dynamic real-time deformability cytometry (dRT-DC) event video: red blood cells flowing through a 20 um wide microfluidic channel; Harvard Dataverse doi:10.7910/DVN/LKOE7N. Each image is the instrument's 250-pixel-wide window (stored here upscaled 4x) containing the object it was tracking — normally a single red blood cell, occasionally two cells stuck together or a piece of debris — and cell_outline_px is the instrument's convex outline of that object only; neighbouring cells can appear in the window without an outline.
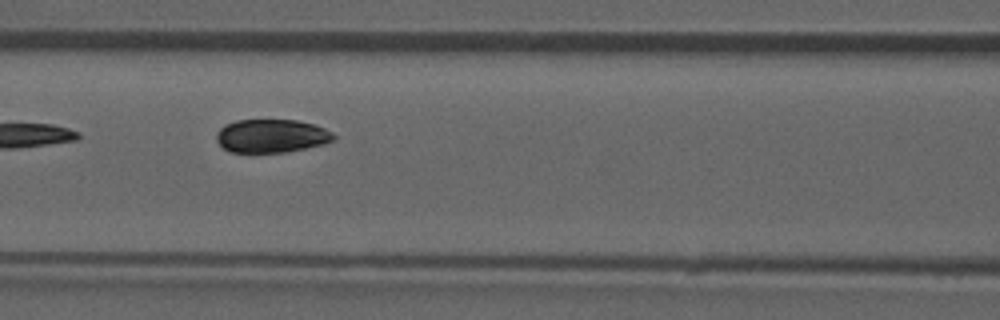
{"species": "common noctule bat (a hibernating species)", "species_latin": "Nyctalus noctula", "temperature_condition": "room temperature", "stored_images_in_passage": 6, "camera_frame_rate_fps": 3000, "um_per_image_px": 0.085, "animal": {"sex": "male", "forearm_length_mm": 52.5}, "frame": {"image": 1, "passage_image": 4, "time_ms": 3.667, "image_size_px": [1000, 320], "cell_outline_px": [[336, 136], [332, 140], [324, 144], [284, 152], [228, 152], [216, 140], [216, 132], [224, 124], [236, 120], [296, 120], [312, 124], [324, 128], [332, 132]], "centroid_in_image_um": [23.04, 11.55], "position_along_channel_um": 143.6, "area_um2": 22.72}}